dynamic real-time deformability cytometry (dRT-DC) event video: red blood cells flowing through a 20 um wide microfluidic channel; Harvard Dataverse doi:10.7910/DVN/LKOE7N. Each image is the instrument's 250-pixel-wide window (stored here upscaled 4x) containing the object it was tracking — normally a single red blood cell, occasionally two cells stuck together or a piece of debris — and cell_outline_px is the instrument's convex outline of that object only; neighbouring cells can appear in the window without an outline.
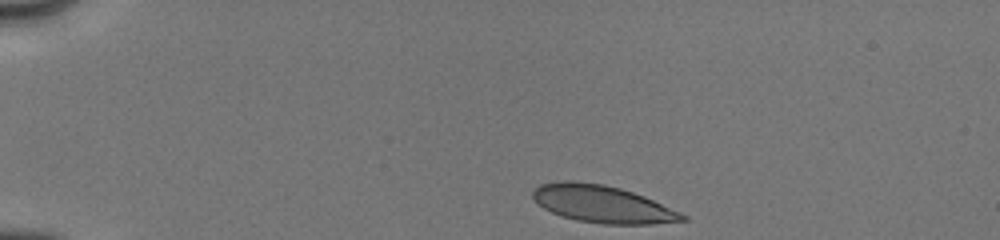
{"species": "human", "species_latin": "Homo sapiens", "temperature_condition": "cold", "stored_images_in_passage": 6, "camera_frame_rate_fps": 3000, "um_per_image_px": 0.085, "donor": {"sex": "male"}, "frame": {"image": 1, "passage_image": 1, "time_ms": 0.0, "image_size_px": [1000, 240], "cell_outline_px": [[688, 220], [652, 224], [604, 224], [576, 220], [560, 216], [544, 208], [532, 196], [532, 192], [540, 184], [560, 180], [572, 180], [604, 184], [620, 188], [644, 196], [680, 212], [688, 216]], "centroid_in_image_um": [51.2, 17.34], "position_along_channel_um": 33.8, "area_um2": 32.48}}
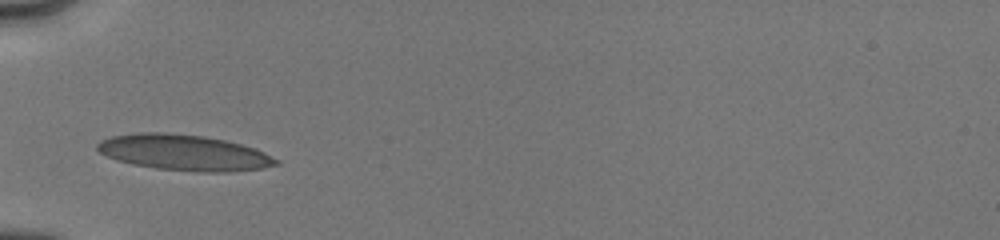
{"frame": {"image": 2, "passage_image": 5, "time_ms": 2.667, "image_size_px": [1000, 240], "cell_outline_px": [[280, 164], [264, 168], [228, 172], [200, 172], [156, 168], [132, 164], [116, 160], [100, 152], [96, 148], [96, 144], [100, 140], [112, 136], [140, 132], [164, 132], [204, 136], [224, 140], [256, 148], [280, 160]], "centroid_in_image_um": [15.66, 12.97], "position_along_channel_um": 69.3, "area_um2": 37.4}}